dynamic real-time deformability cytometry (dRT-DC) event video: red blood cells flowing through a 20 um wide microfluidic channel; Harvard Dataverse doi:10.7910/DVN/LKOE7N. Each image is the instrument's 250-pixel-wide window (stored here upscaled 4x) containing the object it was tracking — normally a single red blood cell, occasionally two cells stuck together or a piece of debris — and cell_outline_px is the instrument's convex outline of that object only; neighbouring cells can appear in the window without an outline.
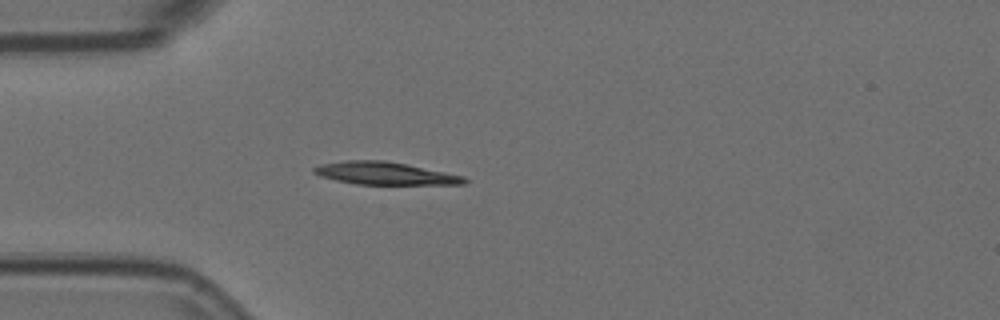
{"species": "Egyptian fruit bat (a non-hibernating species)", "species_latin": "Rousettus aegyptiacus", "temperature_condition": "room temperature", "stored_images_in_passage": 41, "camera_frame_rate_fps": 3000, "um_per_image_px": 0.085, "animal": {"sex": "female"}, "frame": {"image": 1, "passage_image": 1, "time_ms": 0.0, "image_size_px": [1000, 320], "cell_outline_px": [[468, 180], [464, 184], [356, 184], [336, 180], [320, 176], [312, 172], [312, 168], [320, 164], [344, 160], [384, 160], [464, 176]], "centroid_in_image_um": [32.65, 14.73], "position_along_channel_um": 52.4, "area_um2": 19.59}}
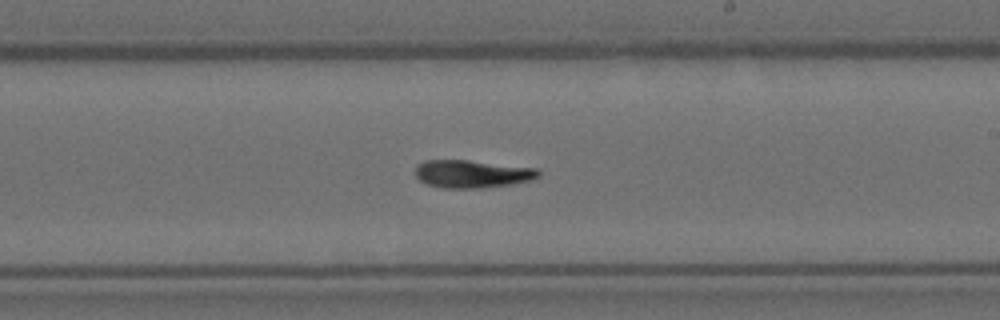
{"frame": {"image": 2, "passage_image": 18, "time_ms": 5.667, "image_size_px": [1000, 320], "cell_outline_px": [[540, 176], [532, 180], [512, 184], [480, 188], [444, 188], [428, 184], [420, 180], [416, 176], [416, 168], [424, 160], [468, 160], [536, 168], [540, 172]], "centroid_in_image_um": [40.16, 14.78], "position_along_channel_um": 248.8, "area_um2": 19.83}}
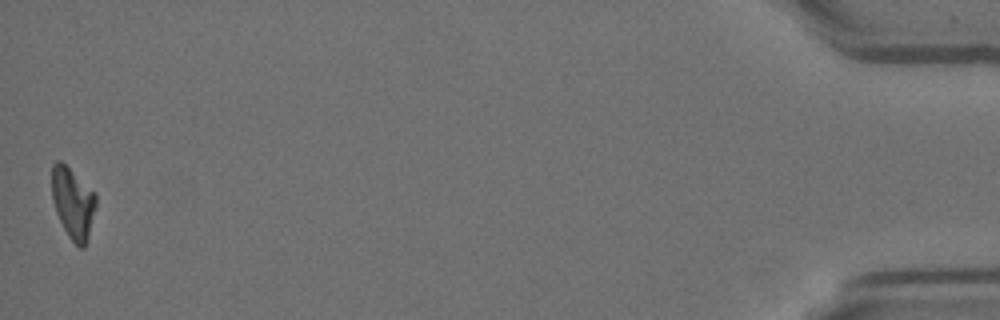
{"frame": {"image": 3, "passage_image": 41, "time_ms": 13.333, "image_size_px": [1000, 320], "cell_outline_px": [[96, 208], [88, 236], [84, 248], [80, 248], [68, 236], [56, 212], [52, 200], [52, 164], [56, 160], [60, 160], [96, 192]], "centroid_in_image_um": [6.2, 17.23], "position_along_channel_um": 429.0, "area_um2": 18.26}}